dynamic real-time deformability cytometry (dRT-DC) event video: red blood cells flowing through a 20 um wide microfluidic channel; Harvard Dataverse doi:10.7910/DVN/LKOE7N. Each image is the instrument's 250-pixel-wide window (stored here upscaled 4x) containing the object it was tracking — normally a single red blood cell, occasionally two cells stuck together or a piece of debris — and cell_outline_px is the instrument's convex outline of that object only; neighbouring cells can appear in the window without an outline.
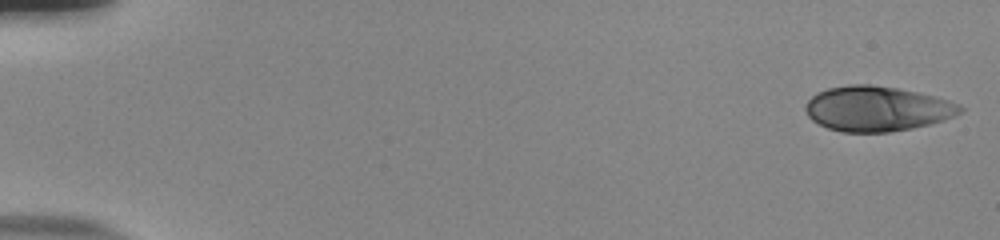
{"species": "human", "species_latin": "Homo sapiens", "temperature_condition": "room temperature", "stored_images_in_passage": 53, "camera_frame_rate_fps": 3000, "um_per_image_px": 0.085, "donor": {"sex": "male"}, "frame": {"image": 1, "passage_image": 1, "time_ms": 0.0, "image_size_px": [1000, 240], "cell_outline_px": [[964, 108], [960, 112], [944, 120], [912, 128], [888, 132], [840, 132], [828, 128], [812, 120], [808, 116], [804, 108], [804, 104], [816, 92], [828, 88], [848, 84], [872, 84], [896, 88], [916, 92], [948, 100], [960, 104]], "centroid_in_image_um": [74.5, 9.23], "position_along_channel_um": 10.5, "area_um2": 40.52}}
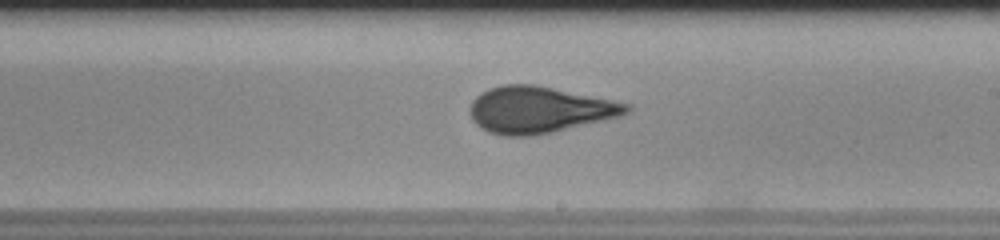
{"frame": {"image": 2, "passage_image": 32, "time_ms": 10.333, "image_size_px": [1000, 240], "cell_outline_px": [[632, 108], [628, 112], [620, 116], [552, 132], [528, 136], [504, 136], [488, 132], [480, 128], [472, 120], [468, 112], [468, 108], [472, 100], [476, 96], [488, 88], [504, 84], [532, 84], [632, 104]], "centroid_in_image_um": [45.77, 9.33], "position_along_channel_um": 243.2, "area_um2": 42.37}}
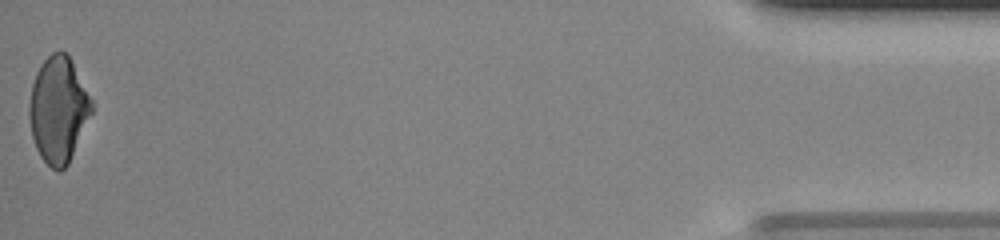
{"frame": {"image": 3, "passage_image": 53, "time_ms": 17.333, "image_size_px": [1000, 240], "cell_outline_px": [[92, 112], [68, 164], [60, 172], [52, 168], [40, 156], [36, 148], [32, 136], [28, 116], [28, 104], [32, 84], [36, 72], [44, 60], [52, 52], [64, 52], [68, 56], [92, 100]], "centroid_in_image_um": [4.93, 9.34], "position_along_channel_um": 430.3, "area_um2": 38.03}, "authors_computed_cell_mechanics": {"area_um2": 40.5178, "velocity_mm_per_s": 3.8771, "shape_relaxation_time_tau1_ms": 5.1203, "shape_relaxation_time_tau2_ms": null, "deformation_change_tau1": 0.1695, "deformation_change_tau2": null}}